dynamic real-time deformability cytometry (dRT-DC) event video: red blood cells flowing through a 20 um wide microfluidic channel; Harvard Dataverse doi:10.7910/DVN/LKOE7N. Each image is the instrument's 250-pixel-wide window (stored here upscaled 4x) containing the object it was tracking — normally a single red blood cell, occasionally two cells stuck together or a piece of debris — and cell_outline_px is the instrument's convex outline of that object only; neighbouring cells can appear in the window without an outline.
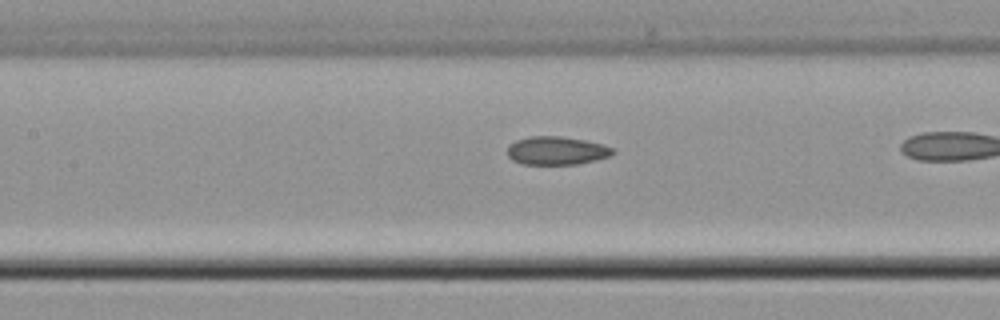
{"species": "common noctule bat (a hibernating species)", "species_latin": "Nyctalus noctula", "temperature_condition": "cold", "stored_images_in_passage": 17, "camera_frame_rate_fps": 3000, "um_per_image_px": 0.085, "animal": {"sex": "male", "body_mass_g": 21.5, "forearm_length_mm": 52.0}, "frame": {"image": 1, "passage_image": 10, "time_ms": 3.0, "image_size_px": [1000, 320], "cell_outline_px": [[616, 152], [608, 156], [596, 160], [576, 164], [524, 164], [512, 160], [508, 156], [508, 144], [516, 140], [528, 136], [560, 136], [584, 140], [604, 144], [612, 148]], "centroid_in_image_um": [47.29, 12.79], "position_along_channel_um": 160.1, "area_um2": 17.4}}